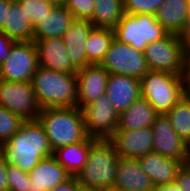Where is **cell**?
I'll return each mask as SVG.
<instances>
[{
	"label": "cell",
	"mask_w": 190,
	"mask_h": 191,
	"mask_svg": "<svg viewBox=\"0 0 190 191\" xmlns=\"http://www.w3.org/2000/svg\"><path fill=\"white\" fill-rule=\"evenodd\" d=\"M6 162L29 173L40 161L52 156L48 137L38 120H27L0 146Z\"/></svg>",
	"instance_id": "cell-1"
},
{
	"label": "cell",
	"mask_w": 190,
	"mask_h": 191,
	"mask_svg": "<svg viewBox=\"0 0 190 191\" xmlns=\"http://www.w3.org/2000/svg\"><path fill=\"white\" fill-rule=\"evenodd\" d=\"M37 120L46 132L52 151L89 137L78 107L42 108Z\"/></svg>",
	"instance_id": "cell-2"
},
{
	"label": "cell",
	"mask_w": 190,
	"mask_h": 191,
	"mask_svg": "<svg viewBox=\"0 0 190 191\" xmlns=\"http://www.w3.org/2000/svg\"><path fill=\"white\" fill-rule=\"evenodd\" d=\"M39 107H78L76 73H62L38 67L31 79Z\"/></svg>",
	"instance_id": "cell-3"
},
{
	"label": "cell",
	"mask_w": 190,
	"mask_h": 191,
	"mask_svg": "<svg viewBox=\"0 0 190 191\" xmlns=\"http://www.w3.org/2000/svg\"><path fill=\"white\" fill-rule=\"evenodd\" d=\"M119 155L109 139H97L90 148L88 160L75 178L80 186L113 187Z\"/></svg>",
	"instance_id": "cell-4"
},
{
	"label": "cell",
	"mask_w": 190,
	"mask_h": 191,
	"mask_svg": "<svg viewBox=\"0 0 190 191\" xmlns=\"http://www.w3.org/2000/svg\"><path fill=\"white\" fill-rule=\"evenodd\" d=\"M141 97L146 98L158 114H166L189 92L180 75L149 71L140 79Z\"/></svg>",
	"instance_id": "cell-5"
},
{
	"label": "cell",
	"mask_w": 190,
	"mask_h": 191,
	"mask_svg": "<svg viewBox=\"0 0 190 191\" xmlns=\"http://www.w3.org/2000/svg\"><path fill=\"white\" fill-rule=\"evenodd\" d=\"M114 34L119 42L144 52L148 44L161 40L168 33L155 15L124 13L114 28Z\"/></svg>",
	"instance_id": "cell-6"
},
{
	"label": "cell",
	"mask_w": 190,
	"mask_h": 191,
	"mask_svg": "<svg viewBox=\"0 0 190 191\" xmlns=\"http://www.w3.org/2000/svg\"><path fill=\"white\" fill-rule=\"evenodd\" d=\"M109 74L131 76L141 79L150 70L144 52L114 38L100 64Z\"/></svg>",
	"instance_id": "cell-7"
},
{
	"label": "cell",
	"mask_w": 190,
	"mask_h": 191,
	"mask_svg": "<svg viewBox=\"0 0 190 191\" xmlns=\"http://www.w3.org/2000/svg\"><path fill=\"white\" fill-rule=\"evenodd\" d=\"M184 44L175 34H167L159 41L148 44L144 55L150 71L181 75Z\"/></svg>",
	"instance_id": "cell-8"
},
{
	"label": "cell",
	"mask_w": 190,
	"mask_h": 191,
	"mask_svg": "<svg viewBox=\"0 0 190 191\" xmlns=\"http://www.w3.org/2000/svg\"><path fill=\"white\" fill-rule=\"evenodd\" d=\"M39 67L34 41L16 42L9 56L0 66V79L13 82H31Z\"/></svg>",
	"instance_id": "cell-9"
},
{
	"label": "cell",
	"mask_w": 190,
	"mask_h": 191,
	"mask_svg": "<svg viewBox=\"0 0 190 191\" xmlns=\"http://www.w3.org/2000/svg\"><path fill=\"white\" fill-rule=\"evenodd\" d=\"M0 106L19 115L25 121L37 120L41 110L31 82H13L1 79Z\"/></svg>",
	"instance_id": "cell-10"
},
{
	"label": "cell",
	"mask_w": 190,
	"mask_h": 191,
	"mask_svg": "<svg viewBox=\"0 0 190 191\" xmlns=\"http://www.w3.org/2000/svg\"><path fill=\"white\" fill-rule=\"evenodd\" d=\"M87 135L96 139H109L118 127L119 114L113 104L102 94L82 109Z\"/></svg>",
	"instance_id": "cell-11"
},
{
	"label": "cell",
	"mask_w": 190,
	"mask_h": 191,
	"mask_svg": "<svg viewBox=\"0 0 190 191\" xmlns=\"http://www.w3.org/2000/svg\"><path fill=\"white\" fill-rule=\"evenodd\" d=\"M151 128L153 152L183 162L188 154V144L176 134L167 116L159 114Z\"/></svg>",
	"instance_id": "cell-12"
},
{
	"label": "cell",
	"mask_w": 190,
	"mask_h": 191,
	"mask_svg": "<svg viewBox=\"0 0 190 191\" xmlns=\"http://www.w3.org/2000/svg\"><path fill=\"white\" fill-rule=\"evenodd\" d=\"M119 157L138 159L153 152L151 127L136 130H116L109 138Z\"/></svg>",
	"instance_id": "cell-13"
},
{
	"label": "cell",
	"mask_w": 190,
	"mask_h": 191,
	"mask_svg": "<svg viewBox=\"0 0 190 191\" xmlns=\"http://www.w3.org/2000/svg\"><path fill=\"white\" fill-rule=\"evenodd\" d=\"M109 73L101 65H88L77 70L78 108L94 102L106 93Z\"/></svg>",
	"instance_id": "cell-14"
},
{
	"label": "cell",
	"mask_w": 190,
	"mask_h": 191,
	"mask_svg": "<svg viewBox=\"0 0 190 191\" xmlns=\"http://www.w3.org/2000/svg\"><path fill=\"white\" fill-rule=\"evenodd\" d=\"M40 67L62 73H76L62 38H44L34 41Z\"/></svg>",
	"instance_id": "cell-15"
},
{
	"label": "cell",
	"mask_w": 190,
	"mask_h": 191,
	"mask_svg": "<svg viewBox=\"0 0 190 191\" xmlns=\"http://www.w3.org/2000/svg\"><path fill=\"white\" fill-rule=\"evenodd\" d=\"M28 174V191H49L72 177L52 156L40 161Z\"/></svg>",
	"instance_id": "cell-16"
},
{
	"label": "cell",
	"mask_w": 190,
	"mask_h": 191,
	"mask_svg": "<svg viewBox=\"0 0 190 191\" xmlns=\"http://www.w3.org/2000/svg\"><path fill=\"white\" fill-rule=\"evenodd\" d=\"M106 94L115 110L120 114L141 96L140 79L109 74Z\"/></svg>",
	"instance_id": "cell-17"
},
{
	"label": "cell",
	"mask_w": 190,
	"mask_h": 191,
	"mask_svg": "<svg viewBox=\"0 0 190 191\" xmlns=\"http://www.w3.org/2000/svg\"><path fill=\"white\" fill-rule=\"evenodd\" d=\"M113 188L124 191H152L150 177L141 169L138 159L119 157Z\"/></svg>",
	"instance_id": "cell-18"
},
{
	"label": "cell",
	"mask_w": 190,
	"mask_h": 191,
	"mask_svg": "<svg viewBox=\"0 0 190 191\" xmlns=\"http://www.w3.org/2000/svg\"><path fill=\"white\" fill-rule=\"evenodd\" d=\"M138 161L141 169L150 177L154 187L175 181L178 171L182 168L181 161L156 152H150L138 158Z\"/></svg>",
	"instance_id": "cell-19"
},
{
	"label": "cell",
	"mask_w": 190,
	"mask_h": 191,
	"mask_svg": "<svg viewBox=\"0 0 190 191\" xmlns=\"http://www.w3.org/2000/svg\"><path fill=\"white\" fill-rule=\"evenodd\" d=\"M94 27L90 20L75 19L66 33L61 37L70 58L71 64L77 69L91 65L86 57V39Z\"/></svg>",
	"instance_id": "cell-20"
},
{
	"label": "cell",
	"mask_w": 190,
	"mask_h": 191,
	"mask_svg": "<svg viewBox=\"0 0 190 191\" xmlns=\"http://www.w3.org/2000/svg\"><path fill=\"white\" fill-rule=\"evenodd\" d=\"M74 20V15L64 5H55L34 27L33 41L61 38Z\"/></svg>",
	"instance_id": "cell-21"
},
{
	"label": "cell",
	"mask_w": 190,
	"mask_h": 191,
	"mask_svg": "<svg viewBox=\"0 0 190 191\" xmlns=\"http://www.w3.org/2000/svg\"><path fill=\"white\" fill-rule=\"evenodd\" d=\"M158 115L148 100L140 96L125 111L119 114L116 130H136L151 127Z\"/></svg>",
	"instance_id": "cell-22"
},
{
	"label": "cell",
	"mask_w": 190,
	"mask_h": 191,
	"mask_svg": "<svg viewBox=\"0 0 190 191\" xmlns=\"http://www.w3.org/2000/svg\"><path fill=\"white\" fill-rule=\"evenodd\" d=\"M96 140V138L88 137L79 143L58 148L53 151L52 157L61 164L72 177H75L86 164L91 145Z\"/></svg>",
	"instance_id": "cell-23"
},
{
	"label": "cell",
	"mask_w": 190,
	"mask_h": 191,
	"mask_svg": "<svg viewBox=\"0 0 190 191\" xmlns=\"http://www.w3.org/2000/svg\"><path fill=\"white\" fill-rule=\"evenodd\" d=\"M189 12L188 0H165L155 13V19L168 34L179 35Z\"/></svg>",
	"instance_id": "cell-24"
},
{
	"label": "cell",
	"mask_w": 190,
	"mask_h": 191,
	"mask_svg": "<svg viewBox=\"0 0 190 191\" xmlns=\"http://www.w3.org/2000/svg\"><path fill=\"white\" fill-rule=\"evenodd\" d=\"M0 32L16 42L33 41L34 26L17 1L10 4L6 22Z\"/></svg>",
	"instance_id": "cell-25"
},
{
	"label": "cell",
	"mask_w": 190,
	"mask_h": 191,
	"mask_svg": "<svg viewBox=\"0 0 190 191\" xmlns=\"http://www.w3.org/2000/svg\"><path fill=\"white\" fill-rule=\"evenodd\" d=\"M115 38L114 29L93 27L86 39V57L91 65H100L112 41Z\"/></svg>",
	"instance_id": "cell-26"
},
{
	"label": "cell",
	"mask_w": 190,
	"mask_h": 191,
	"mask_svg": "<svg viewBox=\"0 0 190 191\" xmlns=\"http://www.w3.org/2000/svg\"><path fill=\"white\" fill-rule=\"evenodd\" d=\"M94 27L114 29L124 15L123 0H94Z\"/></svg>",
	"instance_id": "cell-27"
},
{
	"label": "cell",
	"mask_w": 190,
	"mask_h": 191,
	"mask_svg": "<svg viewBox=\"0 0 190 191\" xmlns=\"http://www.w3.org/2000/svg\"><path fill=\"white\" fill-rule=\"evenodd\" d=\"M176 134L190 143V93L176 103L166 114Z\"/></svg>",
	"instance_id": "cell-28"
},
{
	"label": "cell",
	"mask_w": 190,
	"mask_h": 191,
	"mask_svg": "<svg viewBox=\"0 0 190 191\" xmlns=\"http://www.w3.org/2000/svg\"><path fill=\"white\" fill-rule=\"evenodd\" d=\"M24 122L22 117L0 106V146L7 142Z\"/></svg>",
	"instance_id": "cell-29"
},
{
	"label": "cell",
	"mask_w": 190,
	"mask_h": 191,
	"mask_svg": "<svg viewBox=\"0 0 190 191\" xmlns=\"http://www.w3.org/2000/svg\"><path fill=\"white\" fill-rule=\"evenodd\" d=\"M18 4L22 7V9L27 14V18H29L35 27L41 19L49 14L52 8L55 6L52 2L47 0H16Z\"/></svg>",
	"instance_id": "cell-30"
},
{
	"label": "cell",
	"mask_w": 190,
	"mask_h": 191,
	"mask_svg": "<svg viewBox=\"0 0 190 191\" xmlns=\"http://www.w3.org/2000/svg\"><path fill=\"white\" fill-rule=\"evenodd\" d=\"M165 0H123L124 13L155 15Z\"/></svg>",
	"instance_id": "cell-31"
},
{
	"label": "cell",
	"mask_w": 190,
	"mask_h": 191,
	"mask_svg": "<svg viewBox=\"0 0 190 191\" xmlns=\"http://www.w3.org/2000/svg\"><path fill=\"white\" fill-rule=\"evenodd\" d=\"M64 6L74 15L75 19L91 20L94 14V0H66Z\"/></svg>",
	"instance_id": "cell-32"
},
{
	"label": "cell",
	"mask_w": 190,
	"mask_h": 191,
	"mask_svg": "<svg viewBox=\"0 0 190 191\" xmlns=\"http://www.w3.org/2000/svg\"><path fill=\"white\" fill-rule=\"evenodd\" d=\"M29 174L15 165L8 164L6 178L9 191H28Z\"/></svg>",
	"instance_id": "cell-33"
},
{
	"label": "cell",
	"mask_w": 190,
	"mask_h": 191,
	"mask_svg": "<svg viewBox=\"0 0 190 191\" xmlns=\"http://www.w3.org/2000/svg\"><path fill=\"white\" fill-rule=\"evenodd\" d=\"M181 78L184 86L190 92V44L184 45Z\"/></svg>",
	"instance_id": "cell-34"
},
{
	"label": "cell",
	"mask_w": 190,
	"mask_h": 191,
	"mask_svg": "<svg viewBox=\"0 0 190 191\" xmlns=\"http://www.w3.org/2000/svg\"><path fill=\"white\" fill-rule=\"evenodd\" d=\"M15 43L16 41L12 40L7 35L0 32V66L9 56L11 48Z\"/></svg>",
	"instance_id": "cell-35"
},
{
	"label": "cell",
	"mask_w": 190,
	"mask_h": 191,
	"mask_svg": "<svg viewBox=\"0 0 190 191\" xmlns=\"http://www.w3.org/2000/svg\"><path fill=\"white\" fill-rule=\"evenodd\" d=\"M175 182L181 191H190V173L183 167L178 171Z\"/></svg>",
	"instance_id": "cell-36"
},
{
	"label": "cell",
	"mask_w": 190,
	"mask_h": 191,
	"mask_svg": "<svg viewBox=\"0 0 190 191\" xmlns=\"http://www.w3.org/2000/svg\"><path fill=\"white\" fill-rule=\"evenodd\" d=\"M8 163L4 155L0 152V191H9L6 178Z\"/></svg>",
	"instance_id": "cell-37"
},
{
	"label": "cell",
	"mask_w": 190,
	"mask_h": 191,
	"mask_svg": "<svg viewBox=\"0 0 190 191\" xmlns=\"http://www.w3.org/2000/svg\"><path fill=\"white\" fill-rule=\"evenodd\" d=\"M80 185L75 177H71L65 183L57 185L55 188L49 191H79Z\"/></svg>",
	"instance_id": "cell-38"
},
{
	"label": "cell",
	"mask_w": 190,
	"mask_h": 191,
	"mask_svg": "<svg viewBox=\"0 0 190 191\" xmlns=\"http://www.w3.org/2000/svg\"><path fill=\"white\" fill-rule=\"evenodd\" d=\"M184 45L190 44V4L187 19L181 33L178 35Z\"/></svg>",
	"instance_id": "cell-39"
},
{
	"label": "cell",
	"mask_w": 190,
	"mask_h": 191,
	"mask_svg": "<svg viewBox=\"0 0 190 191\" xmlns=\"http://www.w3.org/2000/svg\"><path fill=\"white\" fill-rule=\"evenodd\" d=\"M11 3V1L0 0V31L3 29L4 23L6 22L7 11Z\"/></svg>",
	"instance_id": "cell-40"
},
{
	"label": "cell",
	"mask_w": 190,
	"mask_h": 191,
	"mask_svg": "<svg viewBox=\"0 0 190 191\" xmlns=\"http://www.w3.org/2000/svg\"><path fill=\"white\" fill-rule=\"evenodd\" d=\"M152 191H181L178 184L173 181L166 185L155 186Z\"/></svg>",
	"instance_id": "cell-41"
},
{
	"label": "cell",
	"mask_w": 190,
	"mask_h": 191,
	"mask_svg": "<svg viewBox=\"0 0 190 191\" xmlns=\"http://www.w3.org/2000/svg\"><path fill=\"white\" fill-rule=\"evenodd\" d=\"M182 167L190 173V156L188 154L182 162Z\"/></svg>",
	"instance_id": "cell-42"
},
{
	"label": "cell",
	"mask_w": 190,
	"mask_h": 191,
	"mask_svg": "<svg viewBox=\"0 0 190 191\" xmlns=\"http://www.w3.org/2000/svg\"><path fill=\"white\" fill-rule=\"evenodd\" d=\"M79 191H103V189L102 188H93V187L80 186Z\"/></svg>",
	"instance_id": "cell-43"
},
{
	"label": "cell",
	"mask_w": 190,
	"mask_h": 191,
	"mask_svg": "<svg viewBox=\"0 0 190 191\" xmlns=\"http://www.w3.org/2000/svg\"><path fill=\"white\" fill-rule=\"evenodd\" d=\"M49 2H52L54 5H64L66 0H47Z\"/></svg>",
	"instance_id": "cell-44"
},
{
	"label": "cell",
	"mask_w": 190,
	"mask_h": 191,
	"mask_svg": "<svg viewBox=\"0 0 190 191\" xmlns=\"http://www.w3.org/2000/svg\"><path fill=\"white\" fill-rule=\"evenodd\" d=\"M103 191H124V190H119V189H115L113 187H110V188L103 189Z\"/></svg>",
	"instance_id": "cell-45"
},
{
	"label": "cell",
	"mask_w": 190,
	"mask_h": 191,
	"mask_svg": "<svg viewBox=\"0 0 190 191\" xmlns=\"http://www.w3.org/2000/svg\"><path fill=\"white\" fill-rule=\"evenodd\" d=\"M188 155L190 156V143L188 144Z\"/></svg>",
	"instance_id": "cell-46"
}]
</instances>
